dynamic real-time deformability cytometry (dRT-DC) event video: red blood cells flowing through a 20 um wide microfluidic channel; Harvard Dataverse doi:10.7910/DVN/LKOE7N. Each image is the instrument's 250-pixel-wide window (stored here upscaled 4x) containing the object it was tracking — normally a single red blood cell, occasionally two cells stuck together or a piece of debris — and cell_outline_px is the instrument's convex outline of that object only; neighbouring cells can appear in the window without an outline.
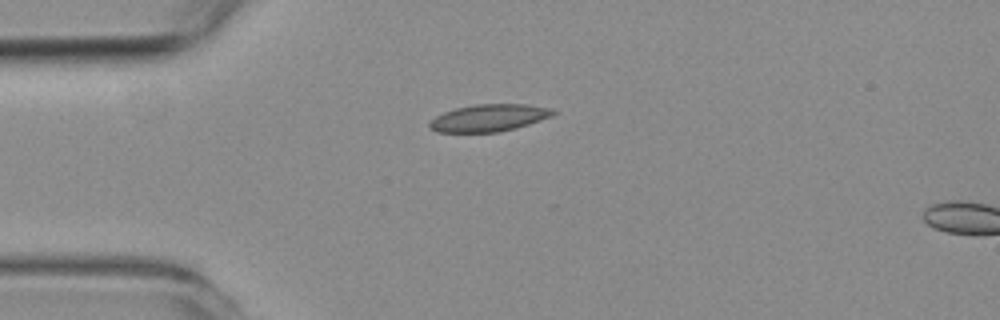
{"species": "common noctule bat (a hibernating species)", "species_latin": "Nyctalus noctula", "temperature_condition": "room temperature", "stored_images_in_passage": 4, "camera_frame_rate_fps": 3000, "um_per_image_px": 0.085, "animal": {"sex": "female", "body_mass_g": 19.3, "forearm_length_mm": 54.1}, "frame": {"image": 1, "passage_image": 1, "time_ms": 0.0, "image_size_px": [1000, 320], "cell_outline_px": [[556, 112], [552, 116], [528, 124], [500, 132], [436, 132], [428, 124], [436, 116], [444, 112], [456, 108], [476, 104], [524, 104], [552, 108]], "centroid_in_image_um": [41.57, 10.01], "position_along_channel_um": 43.4, "area_um2": 19.36}}